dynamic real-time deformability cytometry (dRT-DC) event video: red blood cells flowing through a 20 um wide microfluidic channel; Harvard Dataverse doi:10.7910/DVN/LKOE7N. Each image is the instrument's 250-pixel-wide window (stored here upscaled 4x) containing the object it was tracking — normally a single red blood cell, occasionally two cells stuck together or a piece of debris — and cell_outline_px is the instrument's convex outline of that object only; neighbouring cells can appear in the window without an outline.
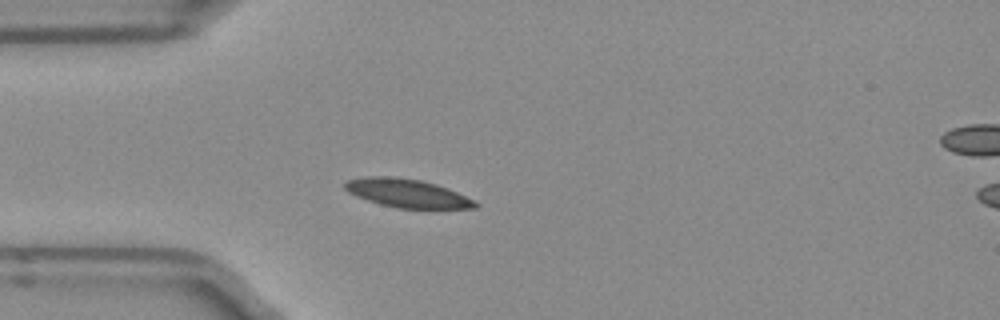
{"species": "Egyptian fruit bat (a non-hibernating species)", "species_latin": "Rousettus aegyptiacus", "temperature_condition": "room temperature", "stored_images_in_passage": 2, "segment_of_instrument_passage": [1, 2], "camera_frame_rate_fps": 3000, "um_per_image_px": 0.085, "frame": {"image": 1, "passage_image": 1, "time_ms": 0.0, "image_size_px": [1000, 320], "cell_outline_px": [[480, 204], [476, 208], [396, 208], [380, 204], [356, 196], [348, 192], [344, 188], [344, 184], [348, 180], [368, 176], [392, 176], [420, 180], [436, 184], [448, 188], [476, 200]], "centroid_in_image_um": [34.64, 16.42], "position_along_channel_um": 50.4, "area_um2": 21.62}}